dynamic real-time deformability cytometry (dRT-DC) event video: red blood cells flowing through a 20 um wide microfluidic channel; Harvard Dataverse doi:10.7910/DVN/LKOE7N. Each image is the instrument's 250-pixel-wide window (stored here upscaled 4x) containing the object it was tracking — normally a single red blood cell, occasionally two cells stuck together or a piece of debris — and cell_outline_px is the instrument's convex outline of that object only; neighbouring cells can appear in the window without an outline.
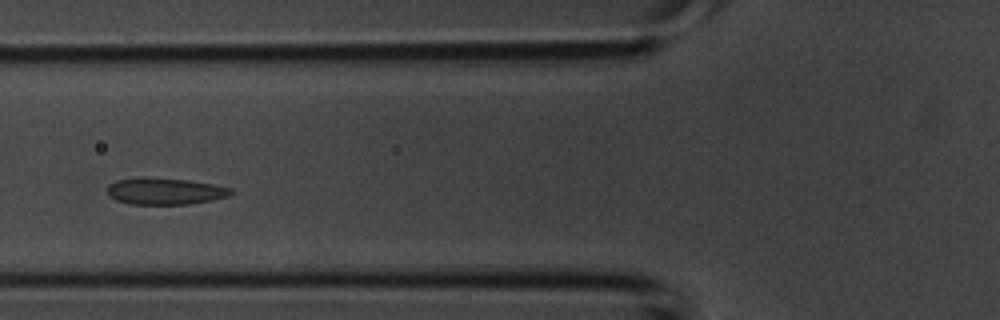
{"species": "common noctule bat (a hibernating species)", "species_latin": "Nyctalus noctula", "temperature_condition": "room temperature", "stored_images_in_passage": 27, "camera_frame_rate_fps": 3000, "um_per_image_px": 0.085, "animal": {"sex": "male", "body_mass_g": 20.1, "forearm_length_mm": 53.5}, "frame": {"image": 1, "passage_image": 9, "time_ms": 2.667, "image_size_px": [1000, 320], "cell_outline_px": [[232, 192], [228, 196], [212, 200], [188, 204], [132, 204], [116, 200], [108, 196], [108, 184], [116, 180], [188, 180], [212, 184], [232, 188]], "centroid_in_image_um": [14.06, 16.3], "position_along_channel_um": 111.7, "area_um2": 18.26}}
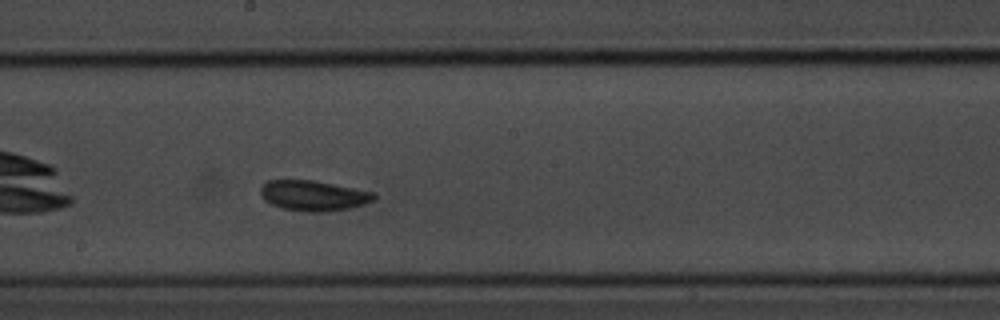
{"frame": {"image": 2, "passage_image": 16, "time_ms": 5.0, "image_size_px": [1000, 320], "cell_outline_px": [[376, 200], [364, 204], [348, 208], [328, 212], [304, 212], [284, 208], [272, 204], [264, 200], [260, 192], [260, 188], [268, 180], [312, 180], [372, 192], [376, 196]], "centroid_in_image_um": [26.63, 16.64], "position_along_channel_um": 221.6, "area_um2": 19.88}}
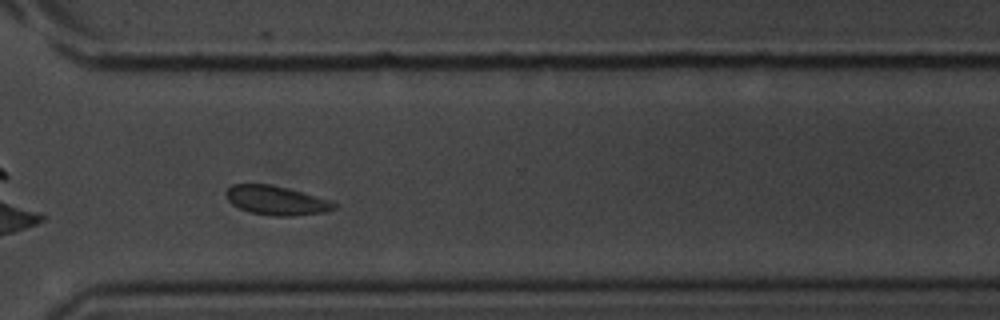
{"frame": {"image": 3, "passage_image": 24, "time_ms": 7.667, "image_size_px": [1000, 320], "cell_outline_px": [[336, 208], [324, 212], [296, 216], [276, 216], [252, 212], [240, 208], [232, 204], [228, 200], [224, 192], [232, 184], [268, 184], [332, 200], [336, 204]], "centroid_in_image_um": [23.48, 17.04], "position_along_channel_um": 347.1, "area_um2": 18.09}}